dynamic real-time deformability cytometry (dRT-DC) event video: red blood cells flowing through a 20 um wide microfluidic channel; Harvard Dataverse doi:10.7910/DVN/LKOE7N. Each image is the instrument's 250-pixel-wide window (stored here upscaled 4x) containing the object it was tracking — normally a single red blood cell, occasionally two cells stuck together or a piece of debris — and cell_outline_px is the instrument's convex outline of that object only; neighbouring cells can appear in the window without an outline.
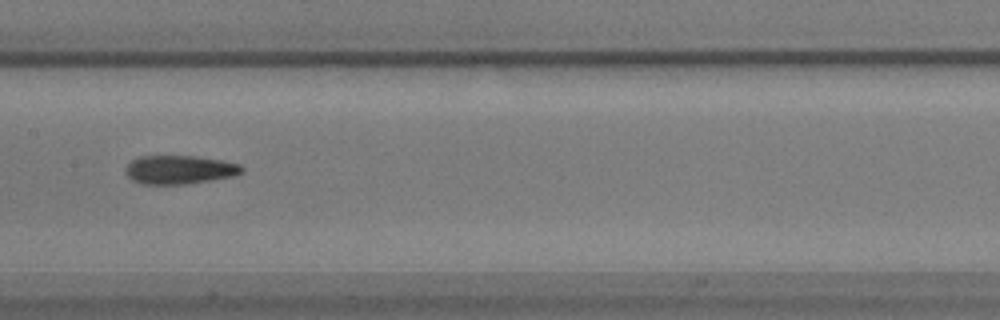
{"species": "common noctule bat (a hibernating species)", "species_latin": "Nyctalus noctula", "temperature_condition": "warm", "stored_images_in_passage": 56, "camera_frame_rate_fps": 3000, "um_per_image_px": 0.085, "animal": {"sex": "male", "body_mass_g": 17.9}, "frame": {"image": 1, "passage_image": 28, "time_ms": 9.0, "image_size_px": [1000, 320], "cell_outline_px": [[244, 172], [232, 176], [188, 184], [140, 184], [132, 180], [124, 172], [124, 168], [132, 160], [140, 156], [196, 156], [224, 160], [240, 164], [244, 168]], "centroid_in_image_um": [15.25, 14.42], "position_along_channel_um": 192.1, "area_um2": 19.59}}
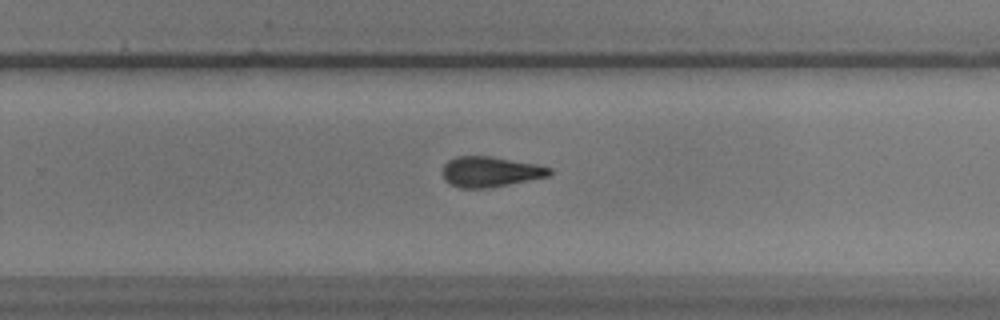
{"frame": {"image": 2, "passage_image": 36, "time_ms": 11.667, "image_size_px": [1000, 320], "cell_outline_px": [[552, 172], [548, 176], [488, 188], [460, 188], [448, 184], [444, 180], [444, 164], [448, 160], [456, 156], [488, 156], [536, 164], [552, 168]], "centroid_in_image_um": [41.64, 14.6], "position_along_channel_um": 288.2, "area_um2": 18.79}}
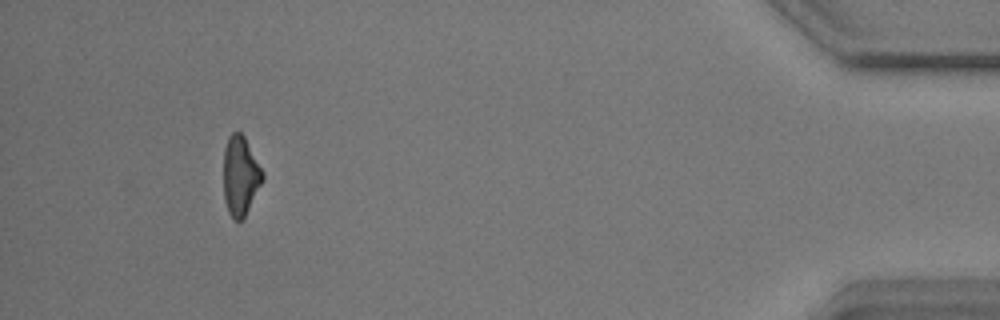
{"frame": {"image": 3, "passage_image": 52, "time_ms": 17.0, "image_size_px": [1000, 320], "cell_outline_px": [[264, 180], [244, 220], [232, 220], [228, 212], [224, 200], [224, 148], [228, 136], [232, 132], [240, 132], [244, 136], [264, 172]], "centroid_in_image_um": [20.45, 14.98], "position_along_channel_um": 414.8, "area_um2": 18.44}, "authors_computed_cell_mechanics": {"area_um2": 18.8139, "velocity_mm_per_s": 3.6179, "shape_relaxation_time_tau1_ms": 7.5173, "shape_relaxation_time_tau2_ms": 4.0075, "deformation_change_tau1": 0.2086, "deformation_change_tau2": 0.1445}}